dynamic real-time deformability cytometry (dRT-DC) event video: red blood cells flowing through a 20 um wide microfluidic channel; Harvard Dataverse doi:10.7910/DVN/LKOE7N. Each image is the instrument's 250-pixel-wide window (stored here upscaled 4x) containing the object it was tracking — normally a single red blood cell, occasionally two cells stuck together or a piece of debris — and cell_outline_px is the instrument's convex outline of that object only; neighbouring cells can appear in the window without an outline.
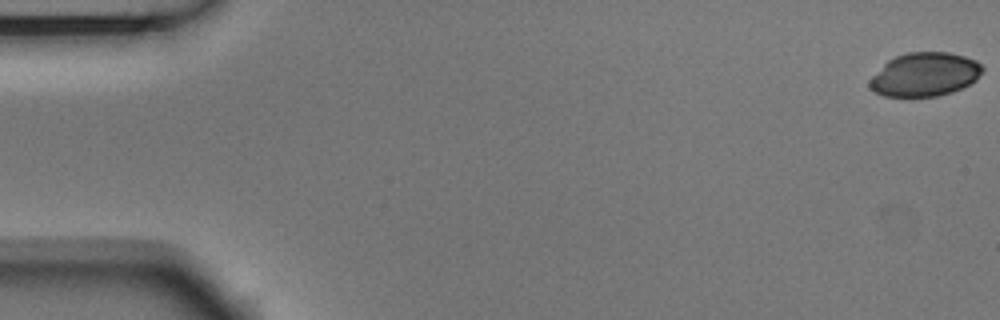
{"species": "Egyptian fruit bat (a non-hibernating species)", "species_latin": "Rousettus aegyptiacus", "temperature_condition": "room temperature", "stored_images_in_passage": 6, "camera_frame_rate_fps": 3000, "um_per_image_px": 0.085, "animal": {"sex": "male"}, "frame": {"image": 1, "passage_image": 1, "time_ms": 0.0, "image_size_px": [1000, 320], "cell_outline_px": [[984, 68], [976, 80], [952, 92], [936, 96], [884, 96], [876, 92], [868, 84], [868, 80], [888, 60], [896, 56], [908, 52], [948, 52], [964, 56], [976, 60]], "centroid_in_image_um": [78.6, 6.32], "position_along_channel_um": 6.4, "area_um2": 28.5}}